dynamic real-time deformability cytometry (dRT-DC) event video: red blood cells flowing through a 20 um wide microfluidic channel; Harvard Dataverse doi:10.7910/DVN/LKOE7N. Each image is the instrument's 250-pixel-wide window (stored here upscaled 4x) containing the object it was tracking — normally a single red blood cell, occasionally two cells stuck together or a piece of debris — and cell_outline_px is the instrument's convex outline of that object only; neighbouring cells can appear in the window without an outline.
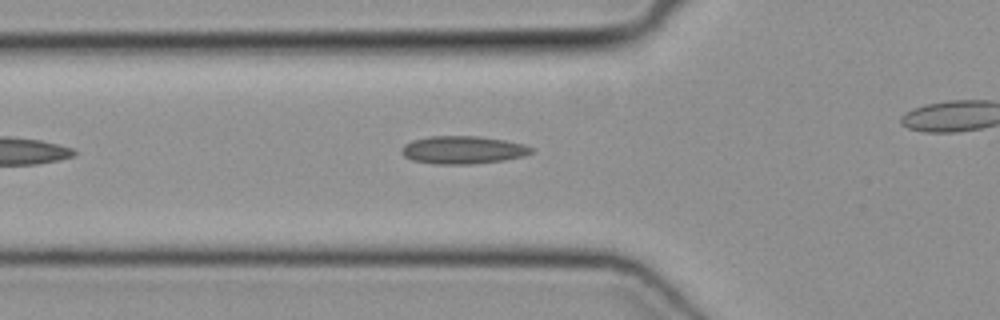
{"species": "common noctule bat (a hibernating species)", "species_latin": "Nyctalus noctula", "temperature_condition": "cold", "stored_images_in_passage": 12, "camera_frame_rate_fps": 3000, "um_per_image_px": 0.085, "animal": {"sex": "female", "body_mass_g": 19.3, "forearm_length_mm": 54.1}, "frame": {"image": 1, "passage_image": 6, "time_ms": 1.667, "image_size_px": [1000, 320], "cell_outline_px": [[532, 152], [520, 156], [500, 160], [472, 164], [436, 164], [412, 160], [404, 156], [400, 152], [400, 148], [404, 144], [412, 140], [428, 136], [476, 136], [504, 140], [524, 144], [532, 148]], "centroid_in_image_um": [39.26, 12.73], "position_along_channel_um": 86.5, "area_um2": 20.87}}
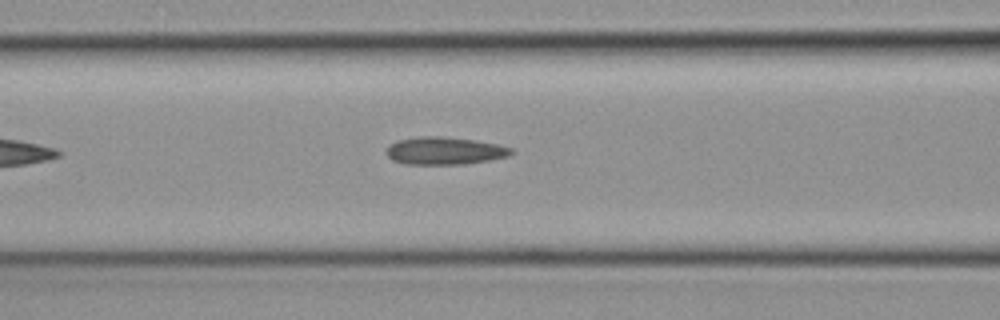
{"frame": {"image": 2, "passage_image": 9, "time_ms": 2.667, "image_size_px": [1000, 320], "cell_outline_px": [[512, 152], [508, 156], [488, 160], [464, 164], [404, 164], [392, 160], [388, 156], [388, 148], [396, 140], [420, 136], [440, 136], [472, 140], [496, 144], [512, 148]], "centroid_in_image_um": [37.77, 12.82], "position_along_channel_um": 128.8, "area_um2": 19.77}}